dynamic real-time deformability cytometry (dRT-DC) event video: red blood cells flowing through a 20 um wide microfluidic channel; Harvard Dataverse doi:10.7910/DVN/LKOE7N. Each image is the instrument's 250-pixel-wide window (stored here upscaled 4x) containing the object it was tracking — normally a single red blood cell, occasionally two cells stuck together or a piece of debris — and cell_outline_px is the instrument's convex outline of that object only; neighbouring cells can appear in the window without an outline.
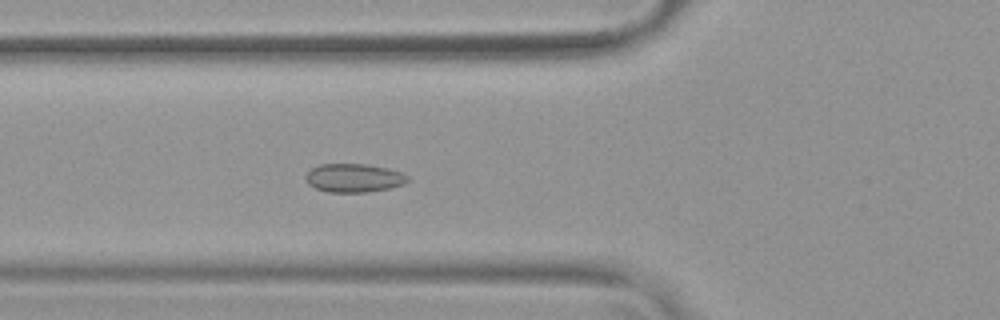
{"species": "common noctule bat (a hibernating species)", "species_latin": "Nyctalus noctula", "temperature_condition": "warm", "stored_images_in_passage": 46, "camera_frame_rate_fps": 3000, "um_per_image_px": 0.085, "animal": {"sex": "female", "body_mass_g": 19.9}, "frame": {"image": 1, "passage_image": 11, "time_ms": 3.333, "image_size_px": [1000, 320], "cell_outline_px": [[412, 180], [404, 184], [388, 188], [368, 192], [328, 192], [316, 188], [308, 184], [304, 176], [312, 168], [320, 164], [368, 164], [388, 168], [400, 172], [408, 176]], "centroid_in_image_um": [30.1, 15.12], "position_along_channel_um": 95.7, "area_um2": 17.05}}
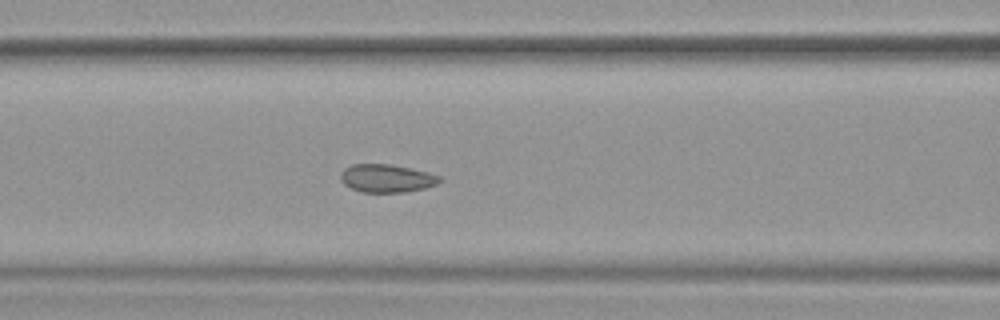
{"frame": {"image": 2, "passage_image": 14, "time_ms": 4.333, "image_size_px": [1000, 320], "cell_outline_px": [[440, 180], [436, 184], [424, 188], [404, 192], [360, 192], [344, 184], [340, 180], [340, 172], [344, 168], [352, 164], [388, 164], [428, 172], [440, 176]], "centroid_in_image_um": [32.81, 15.15], "position_along_channel_um": 133.8, "area_um2": 16.07}}
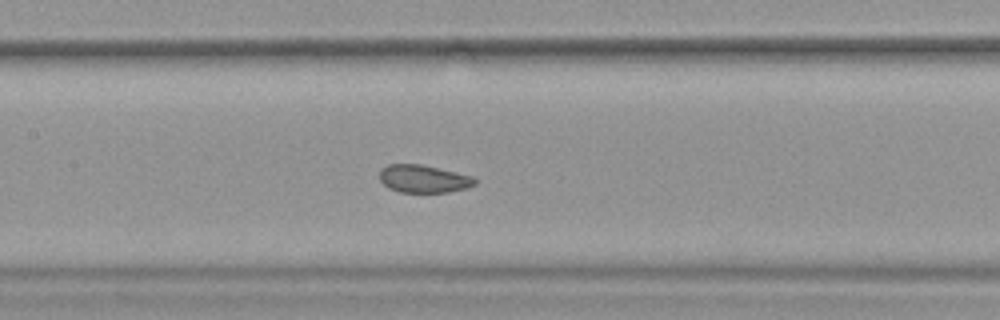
{"frame": {"image": 3, "passage_image": 17, "time_ms": 5.333, "image_size_px": [1000, 320], "cell_outline_px": [[476, 184], [468, 188], [448, 192], [400, 192], [388, 188], [380, 180], [380, 168], [388, 164], [420, 164], [456, 172], [472, 176], [476, 180]], "centroid_in_image_um": [35.99, 15.2], "position_along_channel_um": 171.4, "area_um2": 15.43}}